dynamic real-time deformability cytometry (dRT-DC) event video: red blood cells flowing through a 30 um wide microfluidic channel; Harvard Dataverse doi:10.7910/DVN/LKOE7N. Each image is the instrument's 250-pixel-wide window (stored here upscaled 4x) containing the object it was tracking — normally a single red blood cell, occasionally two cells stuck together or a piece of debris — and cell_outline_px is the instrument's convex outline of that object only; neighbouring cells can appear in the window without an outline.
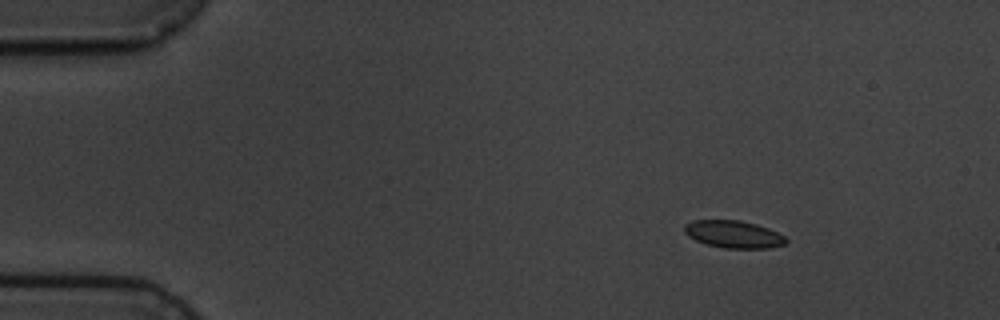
{"species": "common noctule bat (a hibernating species)", "species_latin": "Nyctalus noctula", "temperature_condition": "cold", "stored_images_in_passage": 7, "camera_frame_rate_fps": 3000, "um_per_image_px": 0.085, "animal": {"sex": "male", "body_mass_g": 19.5, "forearm_length_mm": 54.6}, "frame": {"image": 1, "passage_image": 2, "time_ms": 1.333, "image_size_px": [1000, 320], "cell_outline_px": [[788, 244], [772, 248], [724, 248], [704, 244], [688, 236], [684, 232], [684, 224], [692, 220], [740, 220], [756, 224], [768, 228], [784, 236], [788, 240]], "centroid_in_image_um": [62.36, 19.92], "position_along_channel_um": 22.6, "area_um2": 16.42}}
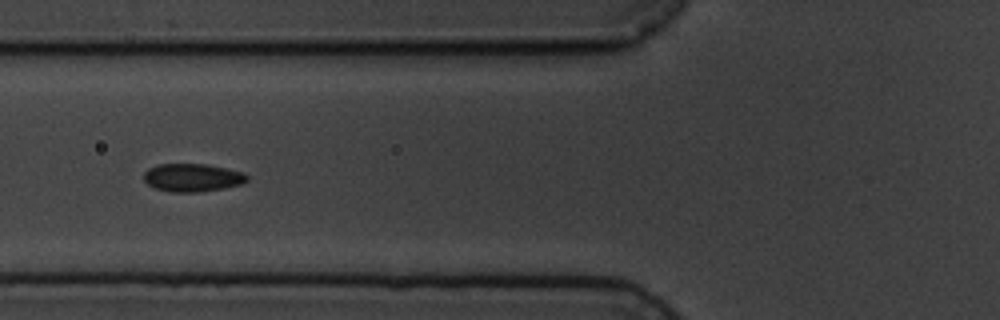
{"frame": {"image": 2, "passage_image": 6, "time_ms": 6.0, "image_size_px": [1000, 320], "cell_outline_px": [[248, 180], [240, 184], [224, 188], [200, 192], [172, 192], [156, 188], [148, 184], [144, 180], [144, 172], [148, 168], [156, 164], [208, 164], [244, 172], [248, 176]], "centroid_in_image_um": [16.36, 15.09], "position_along_channel_um": 109.4, "area_um2": 16.94}}
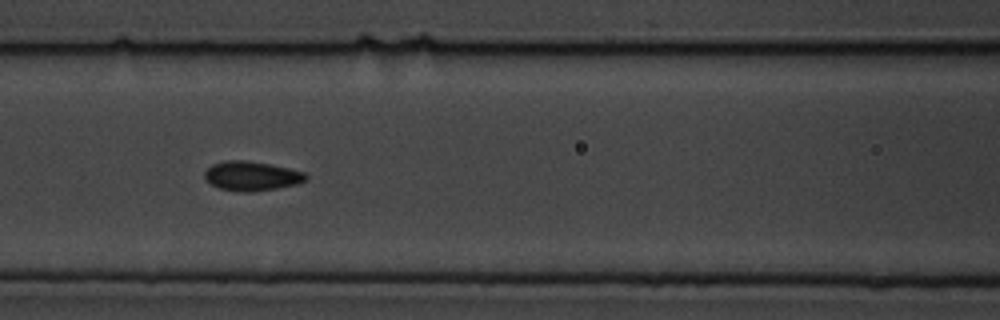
{"frame": {"image": 3, "passage_image": 7, "time_ms": 7.0, "image_size_px": [1000, 320], "cell_outline_px": [[308, 180], [296, 184], [276, 188], [252, 192], [240, 192], [220, 188], [212, 184], [204, 176], [204, 172], [212, 164], [228, 160], [248, 160], [272, 164], [304, 172], [308, 176]], "centroid_in_image_um": [21.41, 14.95], "position_along_channel_um": 145.2, "area_um2": 17.34}}